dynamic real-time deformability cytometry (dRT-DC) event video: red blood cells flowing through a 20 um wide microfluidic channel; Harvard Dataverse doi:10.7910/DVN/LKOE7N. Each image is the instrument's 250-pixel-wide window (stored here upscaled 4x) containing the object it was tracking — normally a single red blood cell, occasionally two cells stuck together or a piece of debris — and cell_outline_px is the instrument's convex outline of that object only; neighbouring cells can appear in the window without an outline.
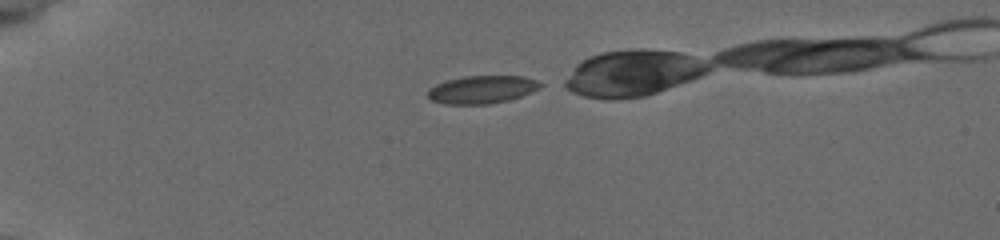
{"species": "common noctule bat (a hibernating species)", "species_latin": "Nyctalus noctula", "temperature_condition": "cold", "stored_images_in_passage": 33, "camera_frame_rate_fps": 3000, "um_per_image_px": 0.085, "animal": {"sex": "female", "body_mass_g": 19.5, "forearm_length_mm": 54.1}, "frame": {"image": 1, "passage_image": 1, "time_ms": 0.0, "image_size_px": [1000, 240], "cell_outline_px": [[544, 84], [540, 88], [520, 96], [508, 100], [488, 104], [444, 104], [432, 100], [428, 96], [428, 92], [436, 84], [448, 80], [464, 76], [524, 76], [536, 80]], "centroid_in_image_um": [41.0, 7.61], "position_along_channel_um": 44.0, "area_um2": 18.09}}
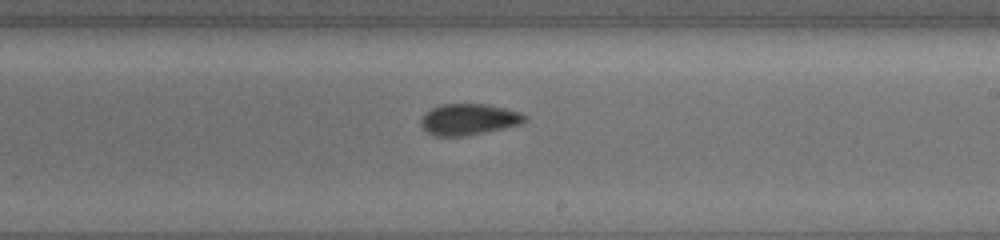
{"frame": {"image": 2, "passage_image": 21, "time_ms": 6.667, "image_size_px": [1000, 240], "cell_outline_px": [[524, 120], [520, 124], [464, 136], [436, 136], [428, 132], [420, 124], [420, 120], [432, 108], [440, 104], [488, 104], [520, 112], [524, 116]], "centroid_in_image_um": [39.81, 10.14], "position_along_channel_um": 249.2, "area_um2": 18.44}}
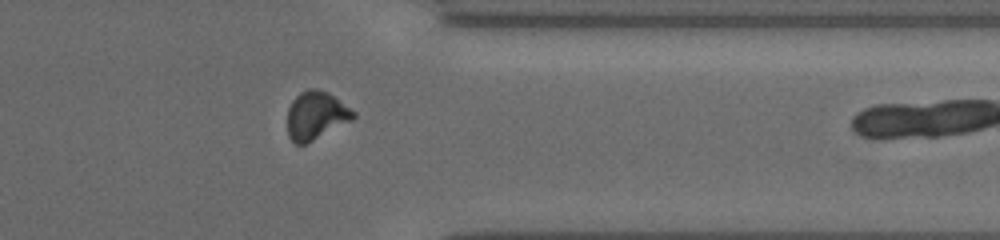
{"frame": {"image": 3, "passage_image": 32, "time_ms": 10.333, "image_size_px": [1000, 240], "cell_outline_px": [[356, 116], [352, 120], [304, 144], [296, 144], [288, 136], [288, 108], [292, 100], [300, 92], [308, 88], [316, 88], [328, 92], [356, 112]], "centroid_in_image_um": [26.85, 9.78], "position_along_channel_um": 384.5, "area_um2": 18.32}}